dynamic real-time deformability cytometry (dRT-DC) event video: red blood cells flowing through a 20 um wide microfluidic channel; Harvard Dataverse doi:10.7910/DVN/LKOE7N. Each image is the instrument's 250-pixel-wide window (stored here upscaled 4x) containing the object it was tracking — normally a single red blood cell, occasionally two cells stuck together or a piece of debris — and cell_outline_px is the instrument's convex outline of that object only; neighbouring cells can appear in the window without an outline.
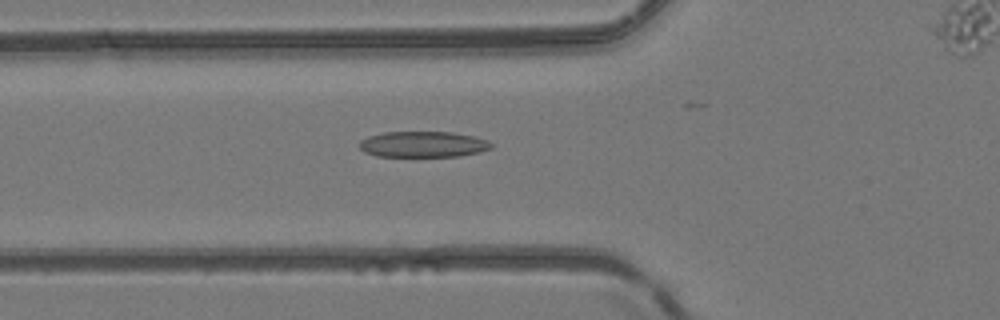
{"species": "common noctule bat (a hibernating species)", "species_latin": "Nyctalus noctula", "temperature_condition": "room temperature", "stored_images_in_passage": 29, "camera_frame_rate_fps": 3000, "um_per_image_px": 0.085, "animal": {"sex": "female", "body_mass_g": 24.6, "forearm_length_mm": 56.2}, "frame": {"image": 1, "passage_image": 3, "time_ms": 0.667, "image_size_px": [1000, 320], "cell_outline_px": [[492, 148], [480, 152], [460, 156], [376, 156], [364, 152], [360, 148], [360, 140], [368, 136], [384, 132], [452, 132], [472, 136], [488, 140], [492, 144]], "centroid_in_image_um": [35.96, 12.26], "position_along_channel_um": 89.8, "area_um2": 19.88}}
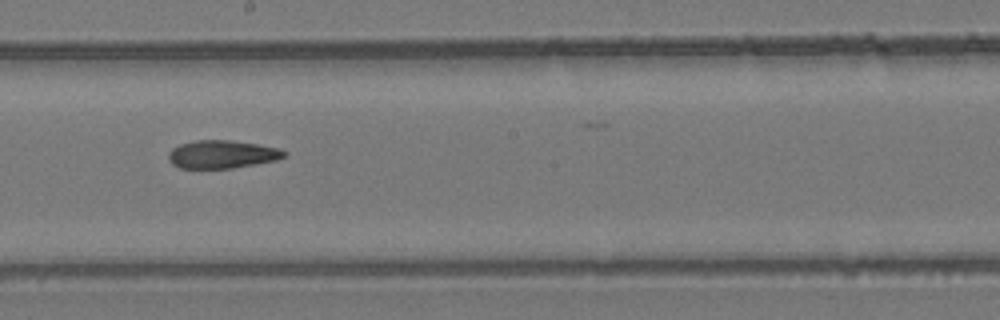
{"frame": {"image": 2, "passage_image": 13, "time_ms": 4.0, "image_size_px": [1000, 320], "cell_outline_px": [[288, 156], [276, 160], [232, 168], [180, 168], [172, 164], [168, 160], [168, 152], [172, 148], [180, 144], [196, 140], [228, 140], [256, 144], [280, 148], [288, 152]], "centroid_in_image_um": [18.88, 13.11], "position_along_channel_um": 229.3, "area_um2": 18.96}}
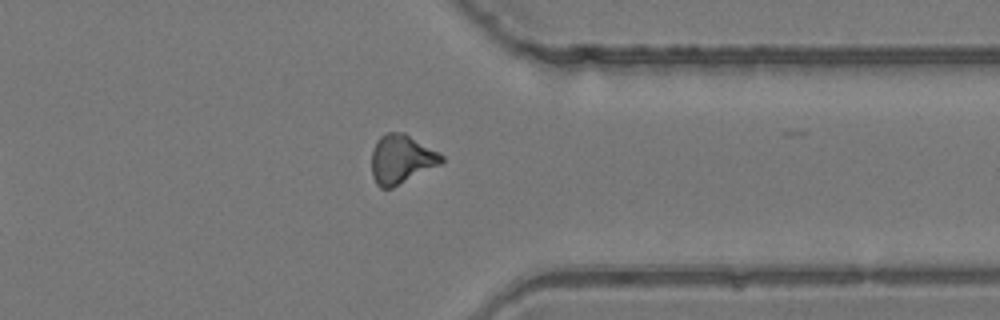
{"frame": {"image": 3, "passage_image": 24, "time_ms": 7.667, "image_size_px": [1000, 320], "cell_outline_px": [[444, 160], [440, 164], [392, 188], [380, 188], [376, 184], [372, 176], [372, 148], [376, 140], [380, 136], [388, 132], [404, 132], [440, 152], [444, 156]], "centroid_in_image_um": [34.1, 13.51], "position_along_channel_um": 377.3, "area_um2": 20.06}, "authors_computed_cell_mechanics": {"area_um2": 19.3052, "velocity_mm_per_s": 4.1606, "shape_relaxation_time_tau1_ms": null, "shape_relaxation_time_tau2_ms": 6.9323, "deformation_change_tau1": null, "deformation_change_tau2": 0.1747}}